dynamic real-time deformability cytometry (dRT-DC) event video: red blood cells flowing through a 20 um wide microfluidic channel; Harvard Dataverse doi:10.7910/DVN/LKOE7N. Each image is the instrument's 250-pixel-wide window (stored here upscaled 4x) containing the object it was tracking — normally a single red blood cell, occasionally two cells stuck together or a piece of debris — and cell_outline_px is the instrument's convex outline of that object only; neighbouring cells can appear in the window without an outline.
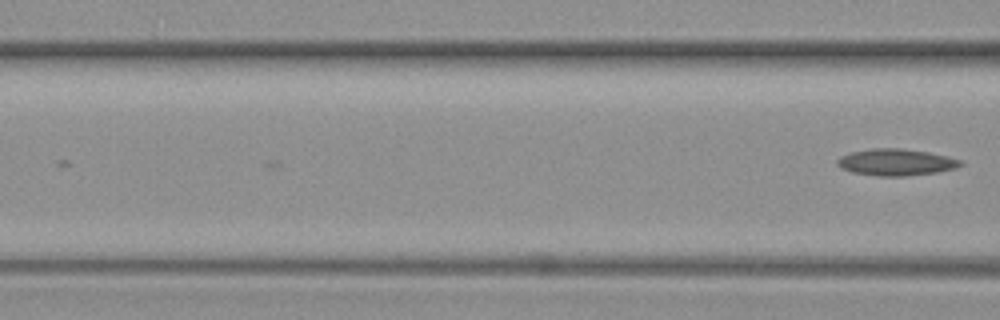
{"species": "common noctule bat (a hibernating species)", "species_latin": "Nyctalus noctula", "temperature_condition": "warm", "stored_images_in_passage": 15, "camera_frame_rate_fps": 3000, "um_per_image_px": 0.085, "animal": {"sex": "female", "body_mass_g": 19.3, "forearm_length_mm": 54.1}, "frame": {"image": 1, "passage_image": 15, "time_ms": 4.667, "image_size_px": [1000, 320], "cell_outline_px": [[964, 164], [956, 168], [936, 172], [904, 176], [880, 176], [852, 172], [840, 168], [836, 164], [836, 160], [840, 156], [852, 152], [872, 148], [900, 148], [928, 152], [948, 156], [960, 160]], "centroid_in_image_um": [76.14, 13.78], "position_along_channel_um": 90.5, "area_um2": 19.13}}